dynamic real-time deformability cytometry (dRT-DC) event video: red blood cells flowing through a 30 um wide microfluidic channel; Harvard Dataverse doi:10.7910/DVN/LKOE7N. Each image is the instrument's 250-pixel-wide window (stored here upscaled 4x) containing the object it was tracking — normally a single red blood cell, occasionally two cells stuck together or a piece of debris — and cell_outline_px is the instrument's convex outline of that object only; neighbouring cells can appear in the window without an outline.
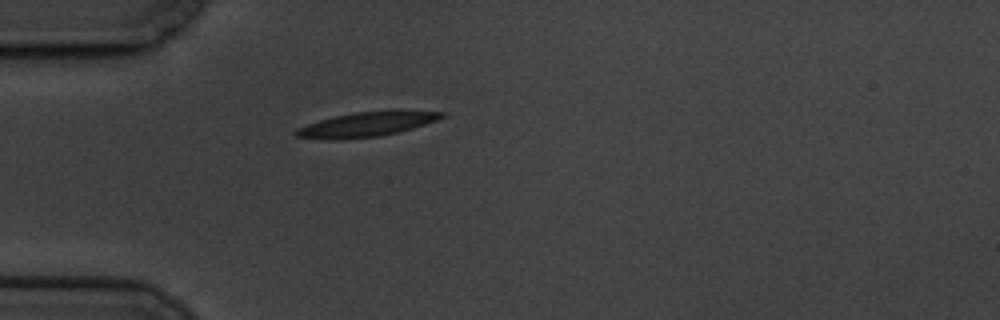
{"species": "common noctule bat (a hibernating species)", "species_latin": "Nyctalus noctula", "temperature_condition": "cold", "stored_images_in_passage": 4, "camera_frame_rate_fps": 3000, "um_per_image_px": 0.085, "animal": {"sex": "male", "body_mass_g": 19.5, "forearm_length_mm": 54.6}, "frame": {"image": 1, "passage_image": 4, "time_ms": 4.667, "image_size_px": [1000, 320], "cell_outline_px": [[448, 116], [412, 128], [380, 136], [296, 136], [292, 132], [296, 128], [320, 120], [336, 116], [356, 112], [392, 108], [396, 108], [448, 112]], "centroid_in_image_um": [31.44, 10.45], "position_along_channel_um": 53.6, "area_um2": 20.23}}